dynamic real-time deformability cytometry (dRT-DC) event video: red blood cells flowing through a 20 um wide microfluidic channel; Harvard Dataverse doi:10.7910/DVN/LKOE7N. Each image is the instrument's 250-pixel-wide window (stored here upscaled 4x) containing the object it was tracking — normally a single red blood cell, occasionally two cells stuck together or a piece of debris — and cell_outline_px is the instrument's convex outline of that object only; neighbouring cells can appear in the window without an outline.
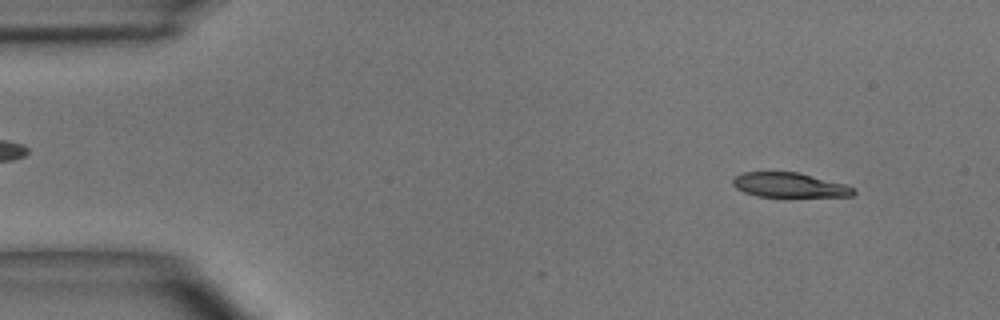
{"species": "common noctule bat (a hibernating species)", "species_latin": "Nyctalus noctula", "temperature_condition": "room temperature", "stored_images_in_passage": 48, "camera_frame_rate_fps": 3000, "um_per_image_px": 0.085, "animal": {"sex": "male", "body_mass_g": 15.6}, "frame": {"image": 1, "passage_image": 4, "time_ms": 1.0, "image_size_px": [1000, 320], "cell_outline_px": [[856, 192], [852, 196], [756, 196], [744, 192], [736, 188], [732, 184], [732, 180], [736, 176], [744, 172], [800, 172], [844, 184], [856, 188]], "centroid_in_image_um": [67.1, 15.72], "position_along_channel_um": 17.9, "area_um2": 17.22}}
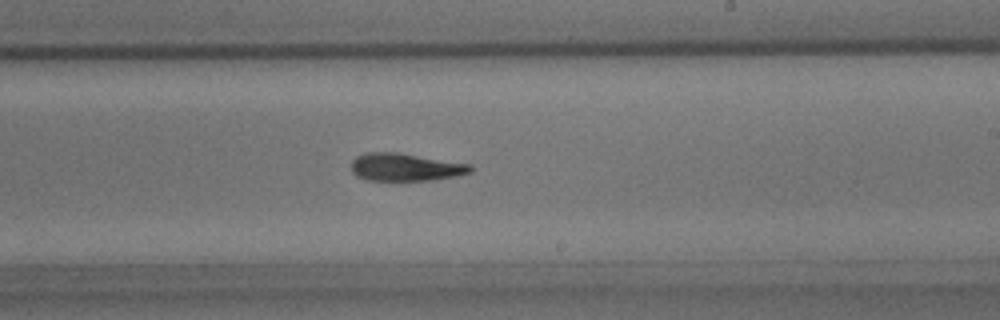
{"frame": {"image": 2, "passage_image": 28, "time_ms": 9.0, "image_size_px": [1000, 320], "cell_outline_px": [[472, 172], [456, 176], [432, 180], [368, 180], [356, 176], [352, 172], [352, 160], [356, 156], [368, 152], [396, 152], [472, 164]], "centroid_in_image_um": [34.47, 14.2], "position_along_channel_um": 254.5, "area_um2": 19.25}}
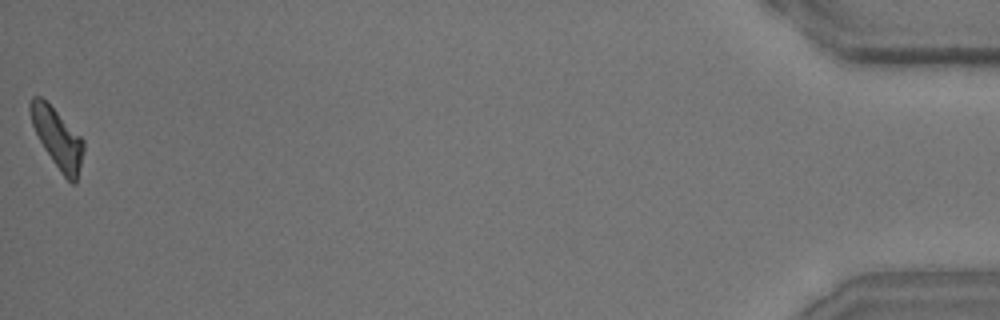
{"frame": {"image": 3, "passage_image": 48, "time_ms": 15.667, "image_size_px": [1000, 320], "cell_outline_px": [[84, 148], [76, 184], [72, 184], [64, 176], [52, 160], [44, 148], [32, 124], [28, 112], [28, 104], [32, 96], [40, 96], [84, 140]], "centroid_in_image_um": [4.86, 11.74], "position_along_channel_um": 430.3, "area_um2": 18.03}, "authors_computed_cell_mechanics": {"area_um2": 19.3052, "velocity_mm_per_s": 4.0682, "shape_relaxation_time_tau1_ms": 3.6344, "shape_relaxation_time_tau2_ms": 4.4136, "deformation_change_tau1": 0.1506, "deformation_change_tau2": 0.1287}}